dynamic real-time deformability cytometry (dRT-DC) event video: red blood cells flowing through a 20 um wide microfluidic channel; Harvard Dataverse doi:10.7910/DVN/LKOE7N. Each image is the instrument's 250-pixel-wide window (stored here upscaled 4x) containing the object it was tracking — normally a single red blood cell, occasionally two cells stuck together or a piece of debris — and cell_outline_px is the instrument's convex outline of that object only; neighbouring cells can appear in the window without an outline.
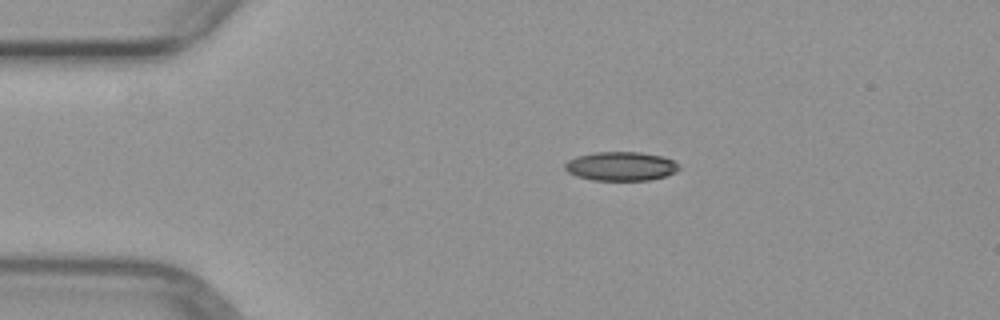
{"species": "common noctule bat (a hibernating species)", "species_latin": "Nyctalus noctula", "temperature_condition": "warm", "stored_images_in_passage": 2, "camera_frame_rate_fps": 3000, "um_per_image_px": 0.085, "animal": {"sex": "female", "body_mass_g": 29.2, "forearm_length_mm": 56.3}, "frame": {"image": 1, "passage_image": 1, "time_ms": 0.0, "image_size_px": [1000, 320], "cell_outline_px": [[680, 168], [676, 172], [664, 176], [648, 180], [592, 180], [576, 176], [568, 172], [564, 168], [564, 164], [568, 160], [576, 156], [596, 152], [640, 152], [660, 156], [672, 160], [680, 164]], "centroid_in_image_um": [52.76, 14.13], "position_along_channel_um": 32.2, "area_um2": 19.25}}